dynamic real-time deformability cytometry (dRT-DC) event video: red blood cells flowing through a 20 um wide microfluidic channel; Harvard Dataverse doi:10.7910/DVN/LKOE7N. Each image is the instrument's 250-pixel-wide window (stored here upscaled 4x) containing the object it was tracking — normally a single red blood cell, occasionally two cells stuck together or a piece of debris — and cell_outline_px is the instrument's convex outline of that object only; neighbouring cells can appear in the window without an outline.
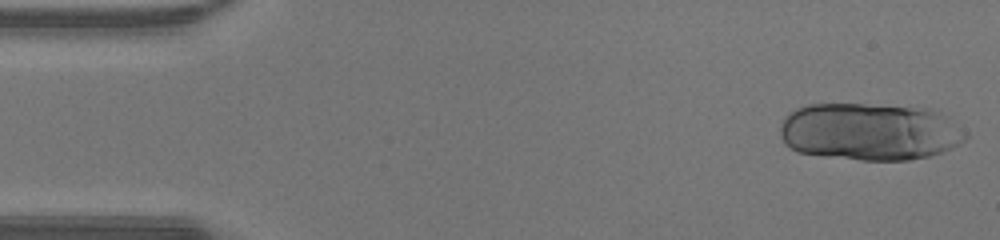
{"species": "human", "species_latin": "Homo sapiens", "temperature_condition": "warm", "stored_images_in_passage": 30, "camera_frame_rate_fps": 3000, "um_per_image_px": 0.085, "donor": {"sex": "male"}, "frame": {"image": 1, "passage_image": 1, "time_ms": 0.0, "image_size_px": [1000, 240], "cell_outline_px": [[968, 136], [960, 144], [952, 148], [932, 156], [908, 160], [860, 160], [824, 156], [796, 152], [784, 144], [780, 132], [780, 128], [784, 116], [788, 112], [796, 108], [808, 104], [864, 104], [928, 108], [968, 132]], "centroid_in_image_um": [73.88, 11.2], "position_along_channel_um": 11.1, "area_um2": 62.31}}
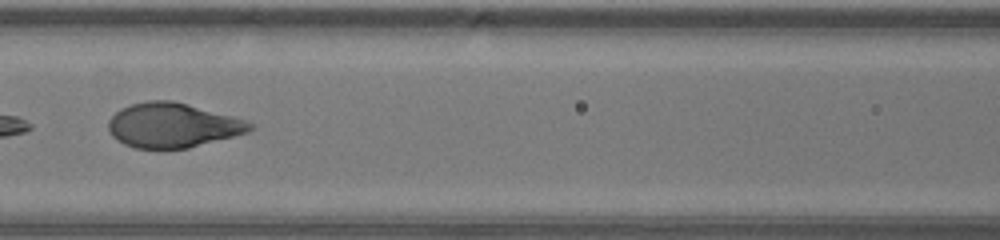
{"frame": {"image": 2, "passage_image": 20, "time_ms": 6.333, "image_size_px": [1000, 240], "cell_outline_px": [[256, 128], [248, 132], [188, 148], [164, 152], [136, 148], [124, 144], [116, 140], [112, 136], [108, 128], [108, 120], [120, 108], [132, 104], [148, 100], [172, 100], [188, 104], [244, 120], [256, 124]], "centroid_in_image_um": [14.64, 10.69], "position_along_channel_um": 152.0, "area_um2": 37.34}}
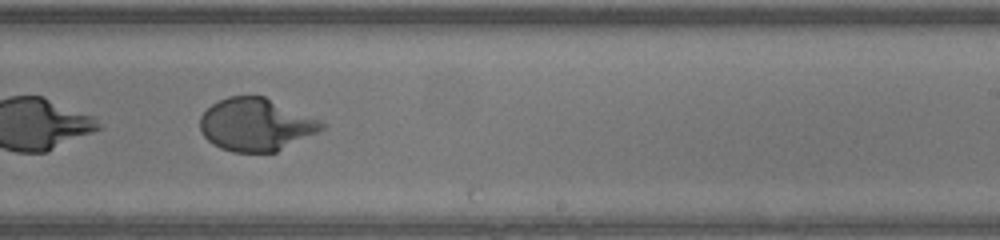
{"frame": {"image": 3, "passage_image": 28, "time_ms": 9.0, "image_size_px": [1000, 240], "cell_outline_px": [[324, 128], [276, 152], [232, 152], [220, 148], [212, 144], [200, 132], [200, 116], [212, 104], [228, 96], [264, 96], [320, 120], [324, 124]], "centroid_in_image_um": [21.7, 10.59], "position_along_channel_um": 267.3, "area_um2": 36.99}}